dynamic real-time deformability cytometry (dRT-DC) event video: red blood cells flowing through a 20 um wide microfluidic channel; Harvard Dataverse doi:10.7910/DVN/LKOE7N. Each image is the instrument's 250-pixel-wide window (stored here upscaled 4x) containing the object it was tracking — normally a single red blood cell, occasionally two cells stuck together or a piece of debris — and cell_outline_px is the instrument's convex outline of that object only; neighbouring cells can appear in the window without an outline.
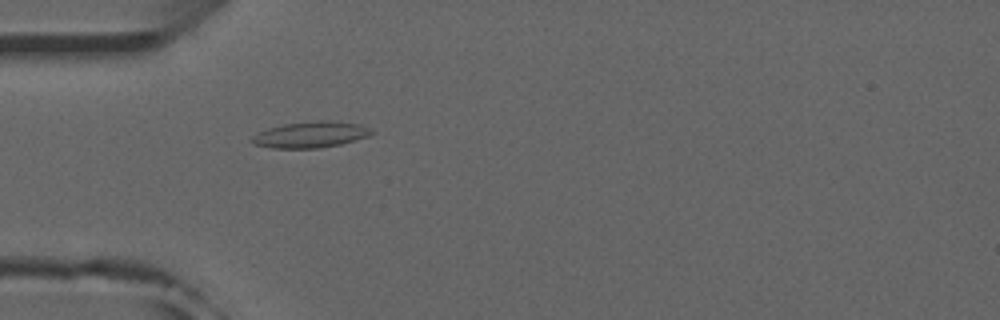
{"species": "common noctule bat (a hibernating species)", "species_latin": "Nyctalus noctula", "temperature_condition": "room temperature", "stored_images_in_passage": 30, "camera_frame_rate_fps": 3000, "um_per_image_px": 0.085, "animal": {"sex": "male", "forearm_length_mm": 52.5}, "frame": {"image": 1, "passage_image": 1, "time_ms": 0.0, "image_size_px": [1000, 320], "cell_outline_px": [[376, 132], [368, 136], [340, 144], [320, 148], [272, 148], [252, 144], [252, 136], [268, 128], [284, 124], [316, 120], [328, 120], [360, 124], [372, 128]], "centroid_in_image_um": [26.44, 11.44], "position_along_channel_um": 58.6, "area_um2": 18.26}}
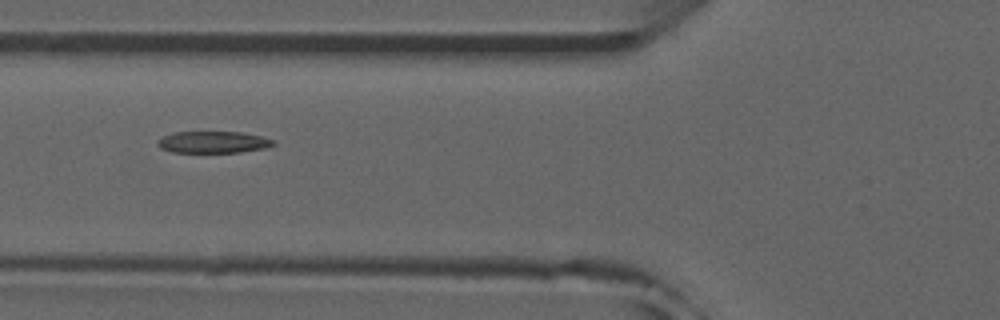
{"frame": {"image": 2, "passage_image": 5, "time_ms": 1.333, "image_size_px": [1000, 320], "cell_outline_px": [[276, 144], [264, 148], [240, 152], [172, 152], [160, 148], [156, 144], [156, 140], [160, 136], [172, 132], [240, 132], [260, 136], [276, 140]], "centroid_in_image_um": [18.06, 12.07], "position_along_channel_um": 107.7, "area_um2": 14.8}}
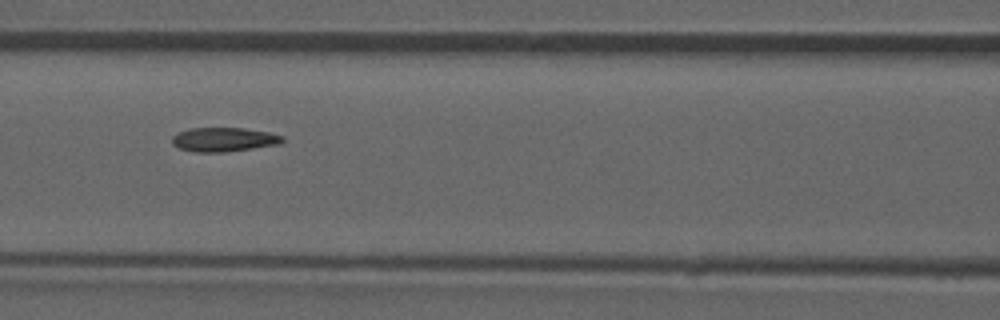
{"frame": {"image": 3, "passage_image": 8, "time_ms": 2.333, "image_size_px": [1000, 320], "cell_outline_px": [[284, 140], [280, 144], [224, 152], [196, 152], [180, 148], [172, 144], [172, 136], [176, 132], [192, 128], [244, 128], [268, 132], [284, 136]], "centroid_in_image_um": [19.02, 11.85], "position_along_channel_um": 147.6, "area_um2": 15.49}, "authors_computed_cell_mechanics": {"area_um2": 15.4615, "velocity_mm_per_s": 3.9582, "shape_relaxation_time_tau1_ms": null, "shape_relaxation_time_tau2_ms": 2.0983, "deformation_change_tau1": null, "deformation_change_tau2": 0.0757}}